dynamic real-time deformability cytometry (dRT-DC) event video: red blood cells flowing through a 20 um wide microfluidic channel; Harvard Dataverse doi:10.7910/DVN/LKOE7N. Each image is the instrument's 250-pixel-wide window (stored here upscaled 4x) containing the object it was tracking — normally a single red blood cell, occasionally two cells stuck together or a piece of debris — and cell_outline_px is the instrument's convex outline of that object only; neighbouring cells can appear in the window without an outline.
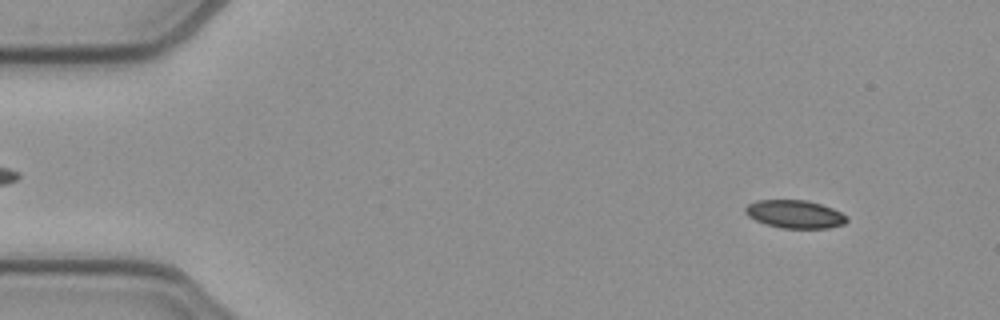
{"species": "common noctule bat (a hibernating species)", "species_latin": "Nyctalus noctula", "temperature_condition": "cold", "stored_images_in_passage": 52, "camera_frame_rate_fps": 3000, "um_per_image_px": 0.085, "animal": {"sex": "female", "body_mass_g": 21.9}, "frame": {"image": 1, "passage_image": 5, "time_ms": 1.333, "image_size_px": [1000, 320], "cell_outline_px": [[848, 220], [844, 224], [828, 228], [780, 228], [756, 220], [748, 216], [744, 212], [744, 208], [748, 204], [756, 200], [808, 200], [832, 208], [848, 216]], "centroid_in_image_um": [67.57, 18.2], "position_along_channel_um": 17.4, "area_um2": 16.59}}
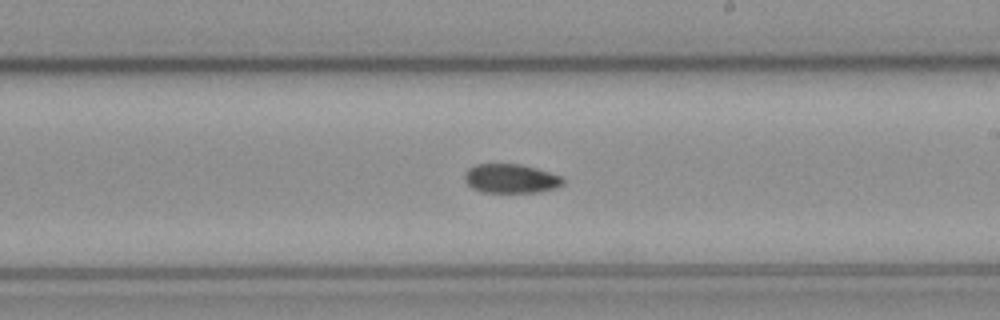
{"frame": {"image": 2, "passage_image": 30, "time_ms": 9.667, "image_size_px": [1000, 320], "cell_outline_px": [[564, 184], [556, 188], [540, 192], [480, 192], [472, 188], [464, 180], [464, 172], [468, 168], [476, 164], [520, 164], [536, 168], [564, 176]], "centroid_in_image_um": [43.43, 15.18], "position_along_channel_um": 245.6, "area_um2": 16.94}}
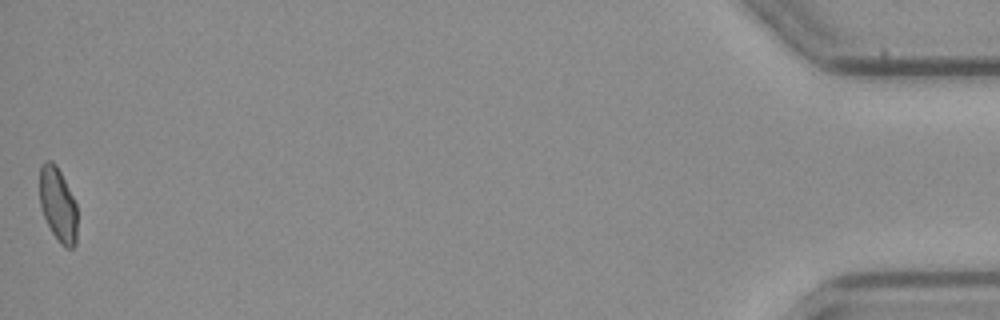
{"frame": {"image": 3, "passage_image": 52, "time_ms": 17.0, "image_size_px": [1000, 320], "cell_outline_px": [[76, 244], [72, 248], [64, 248], [60, 244], [52, 232], [44, 216], [40, 204], [40, 168], [44, 160], [52, 160], [56, 164], [76, 204]], "centroid_in_image_um": [4.92, 17.4], "position_along_channel_um": 430.3, "area_um2": 16.07}, "authors_computed_cell_mechanics": {"area_um2": 17.1666, "velocity_mm_per_s": 3.9095, "shape_relaxation_time_tau1_ms": 10.0879, "shape_relaxation_time_tau2_ms": null, "deformation_change_tau1": 0.195, "deformation_change_tau2": null}}